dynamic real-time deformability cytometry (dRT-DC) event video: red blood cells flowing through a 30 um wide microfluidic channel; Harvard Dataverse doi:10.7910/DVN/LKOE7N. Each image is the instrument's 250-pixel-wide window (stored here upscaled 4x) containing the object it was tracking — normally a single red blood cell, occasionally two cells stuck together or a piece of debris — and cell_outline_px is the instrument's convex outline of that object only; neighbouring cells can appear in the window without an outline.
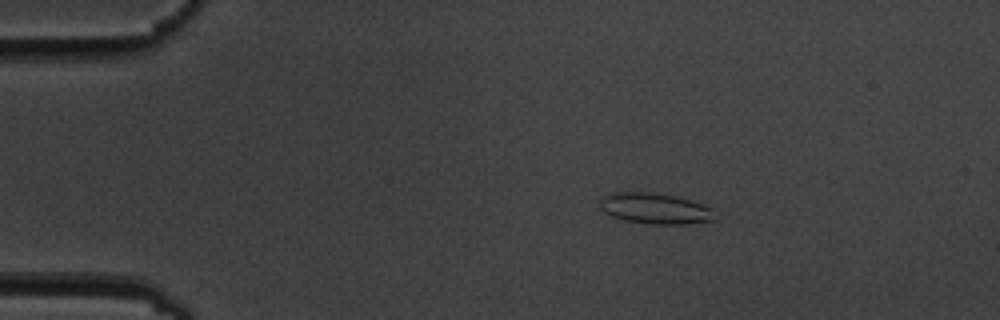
{"species": "common noctule bat (a hibernating species)", "species_latin": "Nyctalus noctula", "temperature_condition": "cold", "stored_images_in_passage": 4, "camera_frame_rate_fps": 3000, "um_per_image_px": 0.085, "animal": {"sex": "male", "body_mass_g": 19.5, "forearm_length_mm": 54.6}, "frame": {"image": 1, "passage_image": 2, "time_ms": 1.333, "image_size_px": [1000, 320], "cell_outline_px": [[716, 220], [684, 224], [652, 224], [624, 220], [612, 216], [604, 212], [600, 208], [600, 196], [612, 192], [652, 192], [676, 196], [692, 200], [704, 204], [712, 208]], "centroid_in_image_um": [55.67, 17.71], "position_along_channel_um": 29.3, "area_um2": 20.92}}